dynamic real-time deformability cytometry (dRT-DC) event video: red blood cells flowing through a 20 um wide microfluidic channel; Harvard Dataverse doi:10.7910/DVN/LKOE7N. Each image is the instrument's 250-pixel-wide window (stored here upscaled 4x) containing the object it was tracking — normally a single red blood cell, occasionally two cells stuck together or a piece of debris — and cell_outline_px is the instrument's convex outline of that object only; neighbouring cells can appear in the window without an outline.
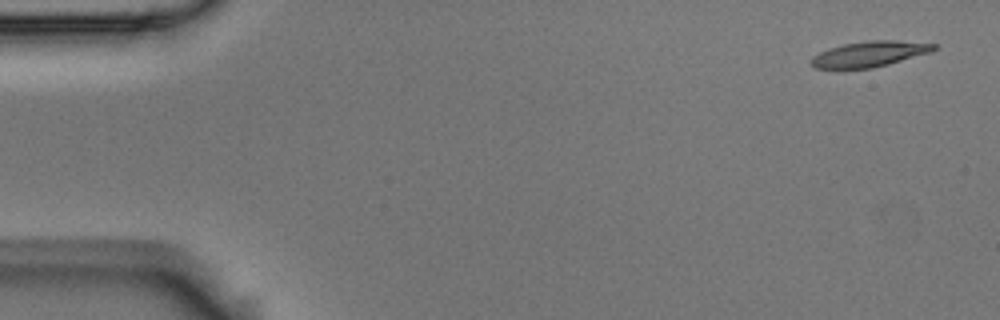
{"species": "Egyptian fruit bat (a non-hibernating species)", "species_latin": "Rousettus aegyptiacus", "temperature_condition": "room temperature", "stored_images_in_passage": 4, "camera_frame_rate_fps": 3000, "um_per_image_px": 0.085, "animal": {"sex": "male"}, "frame": {"image": 1, "passage_image": 1, "time_ms": 0.0, "image_size_px": [1000, 320], "cell_outline_px": [[936, 48], [932, 52], [888, 64], [872, 68], [816, 68], [808, 60], [812, 56], [828, 48], [844, 44], [868, 40], [896, 40], [936, 44]], "centroid_in_image_um": [73.9, 4.58], "position_along_channel_um": 11.1, "area_um2": 18.21}}
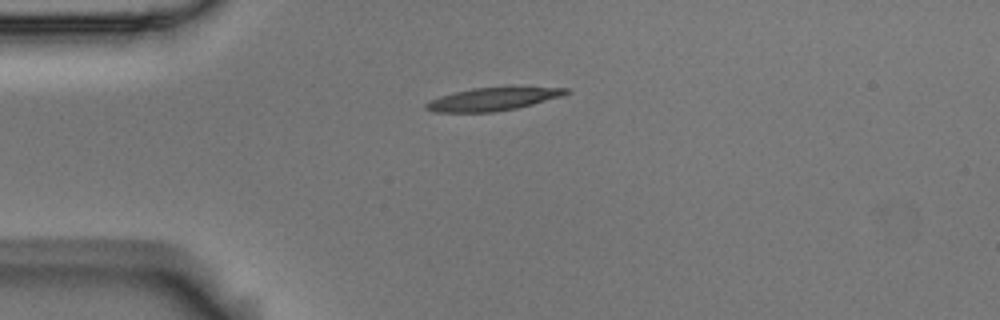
{"frame": {"image": 2, "passage_image": 4, "time_ms": 1.0, "image_size_px": [1000, 320], "cell_outline_px": [[572, 92], [560, 96], [532, 104], [516, 108], [492, 112], [432, 112], [424, 108], [424, 104], [428, 100], [452, 92], [472, 88], [568, 88]], "centroid_in_image_um": [41.77, 8.44], "position_along_channel_um": 43.2, "area_um2": 18.38}}